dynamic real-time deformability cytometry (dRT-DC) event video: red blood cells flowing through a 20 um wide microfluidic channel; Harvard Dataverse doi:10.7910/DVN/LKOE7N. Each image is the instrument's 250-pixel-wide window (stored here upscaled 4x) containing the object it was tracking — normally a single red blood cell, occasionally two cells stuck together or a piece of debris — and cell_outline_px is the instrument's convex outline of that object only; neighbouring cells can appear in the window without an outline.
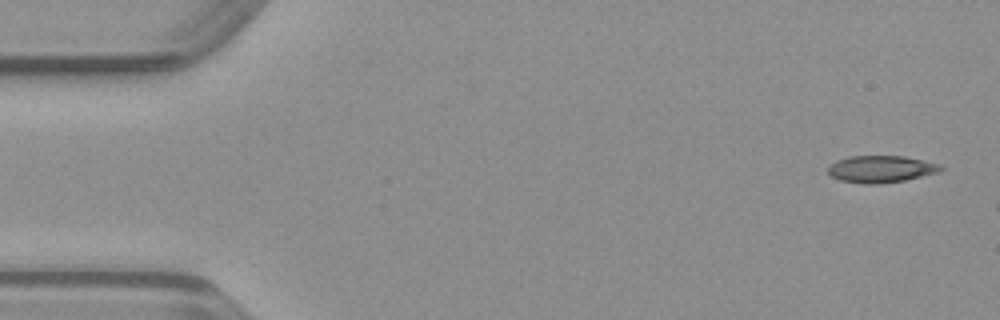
{"species": "common noctule bat (a hibernating species)", "species_latin": "Nyctalus noctula", "temperature_condition": "warm", "stored_images_in_passage": 7, "camera_frame_rate_fps": 3000, "um_per_image_px": 0.085, "animal": {"sex": "male", "body_mass_g": 23.1, "forearm_length_mm": 52.7}, "frame": {"image": 1, "passage_image": 2, "time_ms": 0.333, "image_size_px": [1000, 320], "cell_outline_px": [[944, 168], [940, 172], [904, 180], [880, 184], [864, 184], [840, 180], [832, 176], [828, 172], [828, 168], [836, 160], [848, 156], [904, 156], [940, 164]], "centroid_in_image_um": [74.89, 14.37], "position_along_channel_um": 10.1, "area_um2": 17.69}}